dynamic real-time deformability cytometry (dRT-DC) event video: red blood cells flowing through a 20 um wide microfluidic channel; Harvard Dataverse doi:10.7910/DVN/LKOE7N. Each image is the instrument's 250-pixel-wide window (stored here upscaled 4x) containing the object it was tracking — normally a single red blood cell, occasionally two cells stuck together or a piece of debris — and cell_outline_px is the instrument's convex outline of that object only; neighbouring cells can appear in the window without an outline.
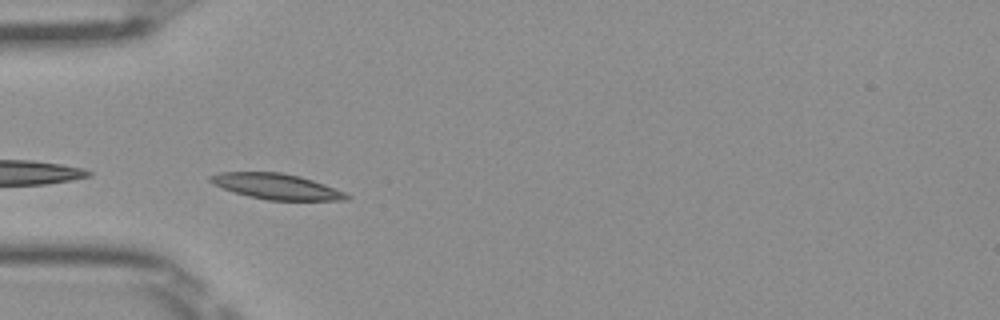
{"species": "Egyptian fruit bat (a non-hibernating species)", "species_latin": "Rousettus aegyptiacus", "temperature_condition": "room temperature", "stored_images_in_passage": 27, "camera_frame_rate_fps": 3000, "um_per_image_px": 0.085, "frame": {"image": 1, "passage_image": 1, "time_ms": 0.0, "image_size_px": [1000, 320], "cell_outline_px": [[352, 196], [348, 200], [268, 200], [248, 196], [212, 184], [208, 180], [208, 176], [220, 172], [280, 172], [300, 176], [324, 184], [344, 192]], "centroid_in_image_um": [23.49, 15.84], "position_along_channel_um": 61.5, "area_um2": 20.23}}
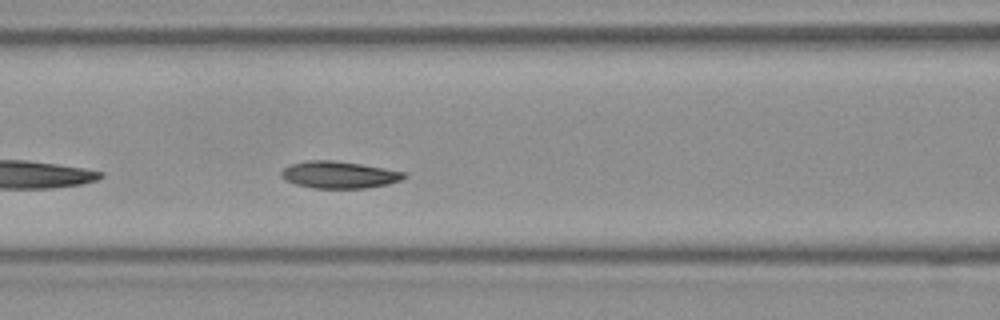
{"frame": {"image": 2, "passage_image": 7, "time_ms": 2.0, "image_size_px": [1000, 320], "cell_outline_px": [[408, 176], [400, 180], [388, 184], [364, 188], [312, 188], [296, 184], [284, 180], [280, 176], [280, 172], [284, 168], [292, 164], [308, 160], [332, 160], [360, 164], [408, 172]], "centroid_in_image_um": [28.83, 14.86], "position_along_channel_um": 137.8, "area_um2": 19.36}}
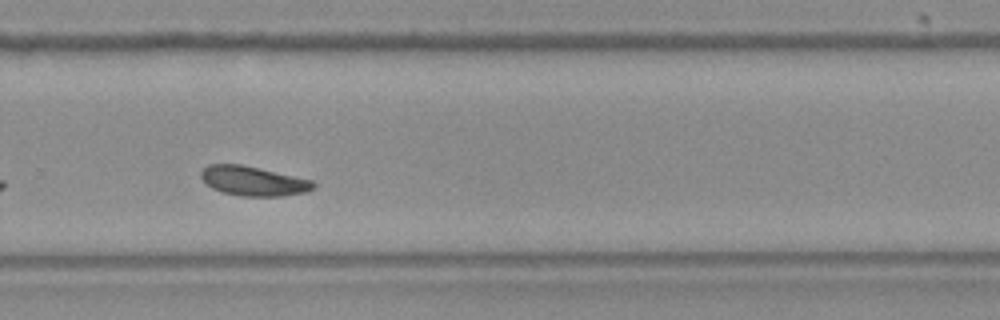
{"frame": {"image": 3, "passage_image": 20, "time_ms": 6.333, "image_size_px": [1000, 320], "cell_outline_px": [[316, 188], [308, 192], [284, 196], [240, 196], [224, 192], [212, 188], [200, 176], [200, 172], [208, 164], [240, 164], [312, 180], [316, 184]], "centroid_in_image_um": [21.56, 15.39], "position_along_channel_um": 308.2, "area_um2": 19.25}, "authors_computed_cell_mechanics": {"area_um2": 19.2474, "velocity_mm_per_s": 3.9423, "shape_relaxation_time_tau1_ms": 2.3554, "shape_relaxation_time_tau2_ms": null, "deformation_change_tau1": 0.0678, "deformation_change_tau2": null}}